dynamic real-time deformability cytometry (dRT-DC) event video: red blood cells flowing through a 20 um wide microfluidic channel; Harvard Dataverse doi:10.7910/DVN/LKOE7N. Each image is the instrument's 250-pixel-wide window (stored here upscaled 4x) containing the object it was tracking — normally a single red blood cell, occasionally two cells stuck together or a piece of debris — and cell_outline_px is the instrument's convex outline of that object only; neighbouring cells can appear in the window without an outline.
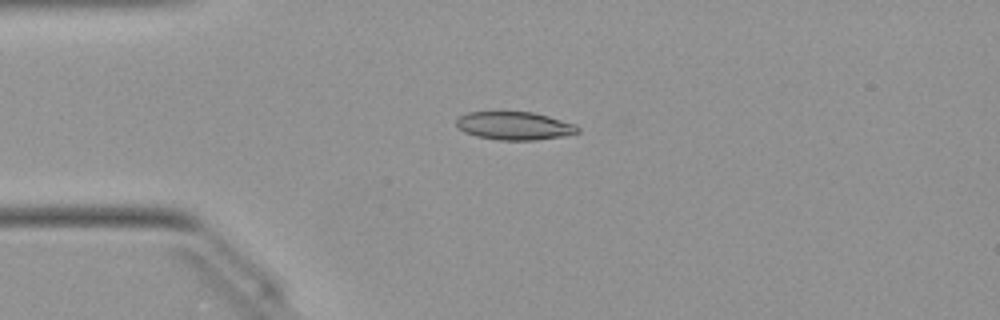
{"species": "Egyptian fruit bat (a non-hibernating species)", "species_latin": "Rousettus aegyptiacus", "temperature_condition": "warm", "stored_images_in_passage": 30, "camera_frame_rate_fps": 3000, "um_per_image_px": 0.085, "animal": {"sex": "female"}, "frame": {"image": 1, "passage_image": 3, "time_ms": 0.667, "image_size_px": [1000, 320], "cell_outline_px": [[580, 132], [564, 136], [536, 140], [500, 140], [476, 136], [464, 132], [456, 124], [456, 120], [460, 116], [468, 112], [532, 112], [548, 116], [572, 124], [580, 128]], "centroid_in_image_um": [43.72, 10.7], "position_along_channel_um": 41.3, "area_um2": 19.71}}
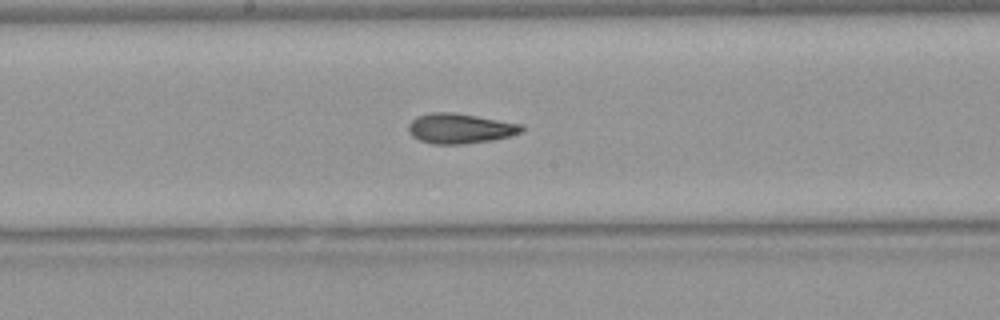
{"frame": {"image": 2, "passage_image": 17, "time_ms": 5.333, "image_size_px": [1000, 320], "cell_outline_px": [[524, 132], [492, 140], [464, 144], [432, 144], [420, 140], [412, 136], [408, 132], [408, 124], [416, 116], [432, 112], [452, 112], [524, 124]], "centroid_in_image_um": [39.1, 10.92], "position_along_channel_um": 209.1, "area_um2": 19.94}}
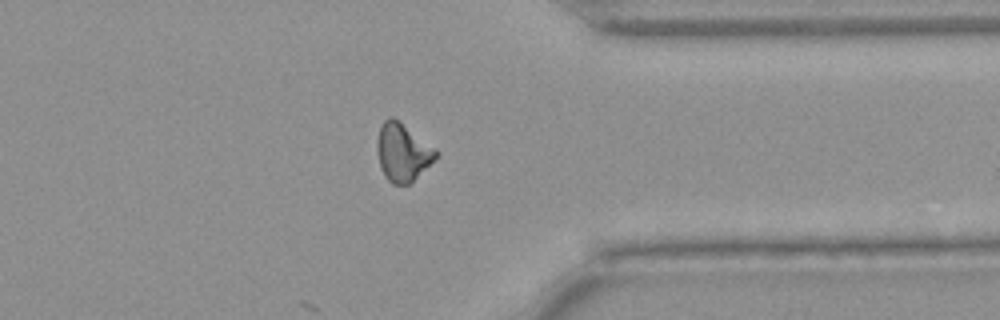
{"frame": {"image": 3, "passage_image": 30, "time_ms": 9.667, "image_size_px": [1000, 320], "cell_outline_px": [[436, 156], [408, 184], [392, 184], [384, 176], [380, 168], [376, 152], [376, 140], [380, 128], [384, 120], [388, 116], [392, 116], [436, 148]], "centroid_in_image_um": [34.15, 12.92], "position_along_channel_um": 377.3, "area_um2": 19.48}, "authors_computed_cell_mechanics": {"area_um2": 19.4497, "velocity_mm_per_s": 4.0701, "shape_relaxation_time_tau1_ms": null, "shape_relaxation_time_tau2_ms": 2.803, "deformation_change_tau1": null, "deformation_change_tau2": 0.1016}}